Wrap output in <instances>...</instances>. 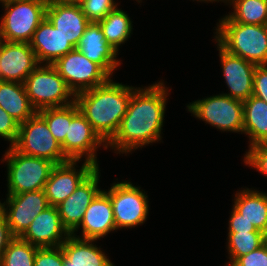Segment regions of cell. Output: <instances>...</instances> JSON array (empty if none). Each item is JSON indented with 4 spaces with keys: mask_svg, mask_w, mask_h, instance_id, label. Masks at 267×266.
Wrapping results in <instances>:
<instances>
[{
    "mask_svg": "<svg viewBox=\"0 0 267 266\" xmlns=\"http://www.w3.org/2000/svg\"><path fill=\"white\" fill-rule=\"evenodd\" d=\"M161 80L132 92L126 114L114 137L107 143L115 153L132 152L162 138L168 87ZM117 150V151H116Z\"/></svg>",
    "mask_w": 267,
    "mask_h": 266,
    "instance_id": "obj_1",
    "label": "cell"
},
{
    "mask_svg": "<svg viewBox=\"0 0 267 266\" xmlns=\"http://www.w3.org/2000/svg\"><path fill=\"white\" fill-rule=\"evenodd\" d=\"M135 89L110 78L102 85L75 95L79 111L106 144L116 134Z\"/></svg>",
    "mask_w": 267,
    "mask_h": 266,
    "instance_id": "obj_2",
    "label": "cell"
},
{
    "mask_svg": "<svg viewBox=\"0 0 267 266\" xmlns=\"http://www.w3.org/2000/svg\"><path fill=\"white\" fill-rule=\"evenodd\" d=\"M215 41L227 52L255 65H267V25L219 21Z\"/></svg>",
    "mask_w": 267,
    "mask_h": 266,
    "instance_id": "obj_3",
    "label": "cell"
},
{
    "mask_svg": "<svg viewBox=\"0 0 267 266\" xmlns=\"http://www.w3.org/2000/svg\"><path fill=\"white\" fill-rule=\"evenodd\" d=\"M2 158L7 162V195L42 190L53 167L54 162L34 156L24 155L10 146Z\"/></svg>",
    "mask_w": 267,
    "mask_h": 266,
    "instance_id": "obj_4",
    "label": "cell"
},
{
    "mask_svg": "<svg viewBox=\"0 0 267 266\" xmlns=\"http://www.w3.org/2000/svg\"><path fill=\"white\" fill-rule=\"evenodd\" d=\"M24 85L27 96L37 111L75 102L74 93L53 65L39 64L28 75Z\"/></svg>",
    "mask_w": 267,
    "mask_h": 266,
    "instance_id": "obj_5",
    "label": "cell"
},
{
    "mask_svg": "<svg viewBox=\"0 0 267 266\" xmlns=\"http://www.w3.org/2000/svg\"><path fill=\"white\" fill-rule=\"evenodd\" d=\"M45 0H23L2 5L5 14L0 22V38L9 42L29 43L46 17Z\"/></svg>",
    "mask_w": 267,
    "mask_h": 266,
    "instance_id": "obj_6",
    "label": "cell"
},
{
    "mask_svg": "<svg viewBox=\"0 0 267 266\" xmlns=\"http://www.w3.org/2000/svg\"><path fill=\"white\" fill-rule=\"evenodd\" d=\"M13 147L24 155L45 158L55 164L69 161L62 151L61 144L38 113L20 123L18 138Z\"/></svg>",
    "mask_w": 267,
    "mask_h": 266,
    "instance_id": "obj_7",
    "label": "cell"
},
{
    "mask_svg": "<svg viewBox=\"0 0 267 266\" xmlns=\"http://www.w3.org/2000/svg\"><path fill=\"white\" fill-rule=\"evenodd\" d=\"M187 108L197 119L220 131L243 133V101L218 94L193 101Z\"/></svg>",
    "mask_w": 267,
    "mask_h": 266,
    "instance_id": "obj_8",
    "label": "cell"
},
{
    "mask_svg": "<svg viewBox=\"0 0 267 266\" xmlns=\"http://www.w3.org/2000/svg\"><path fill=\"white\" fill-rule=\"evenodd\" d=\"M111 200L116 229L134 228L146 222L148 196L130 181L113 183L106 191Z\"/></svg>",
    "mask_w": 267,
    "mask_h": 266,
    "instance_id": "obj_9",
    "label": "cell"
},
{
    "mask_svg": "<svg viewBox=\"0 0 267 266\" xmlns=\"http://www.w3.org/2000/svg\"><path fill=\"white\" fill-rule=\"evenodd\" d=\"M52 65L74 95L102 85L112 78L99 64L86 58L77 48Z\"/></svg>",
    "mask_w": 267,
    "mask_h": 266,
    "instance_id": "obj_10",
    "label": "cell"
},
{
    "mask_svg": "<svg viewBox=\"0 0 267 266\" xmlns=\"http://www.w3.org/2000/svg\"><path fill=\"white\" fill-rule=\"evenodd\" d=\"M101 145L107 149V144L93 130L90 122L79 111L76 102H73L72 120L65 141L61 144L64 155L69 160L80 161L85 156V161H89L99 167L96 154L97 148Z\"/></svg>",
    "mask_w": 267,
    "mask_h": 266,
    "instance_id": "obj_11",
    "label": "cell"
},
{
    "mask_svg": "<svg viewBox=\"0 0 267 266\" xmlns=\"http://www.w3.org/2000/svg\"><path fill=\"white\" fill-rule=\"evenodd\" d=\"M49 207L44 189L7 195L1 203L0 211L4 214L13 237H21L34 218Z\"/></svg>",
    "mask_w": 267,
    "mask_h": 266,
    "instance_id": "obj_12",
    "label": "cell"
},
{
    "mask_svg": "<svg viewBox=\"0 0 267 266\" xmlns=\"http://www.w3.org/2000/svg\"><path fill=\"white\" fill-rule=\"evenodd\" d=\"M83 161L80 169H76V163L80 160H69L53 167L44 187L49 206L57 207L66 200L97 167L89 161Z\"/></svg>",
    "mask_w": 267,
    "mask_h": 266,
    "instance_id": "obj_13",
    "label": "cell"
},
{
    "mask_svg": "<svg viewBox=\"0 0 267 266\" xmlns=\"http://www.w3.org/2000/svg\"><path fill=\"white\" fill-rule=\"evenodd\" d=\"M39 65L35 52L26 42H0V81L24 84Z\"/></svg>",
    "mask_w": 267,
    "mask_h": 266,
    "instance_id": "obj_14",
    "label": "cell"
},
{
    "mask_svg": "<svg viewBox=\"0 0 267 266\" xmlns=\"http://www.w3.org/2000/svg\"><path fill=\"white\" fill-rule=\"evenodd\" d=\"M99 167H96L72 195L57 206L63 226L72 234L81 224L85 210L101 191Z\"/></svg>",
    "mask_w": 267,
    "mask_h": 266,
    "instance_id": "obj_15",
    "label": "cell"
},
{
    "mask_svg": "<svg viewBox=\"0 0 267 266\" xmlns=\"http://www.w3.org/2000/svg\"><path fill=\"white\" fill-rule=\"evenodd\" d=\"M223 77L229 93H222L231 98L245 101L253 93V75L256 65L224 50L218 43Z\"/></svg>",
    "mask_w": 267,
    "mask_h": 266,
    "instance_id": "obj_16",
    "label": "cell"
},
{
    "mask_svg": "<svg viewBox=\"0 0 267 266\" xmlns=\"http://www.w3.org/2000/svg\"><path fill=\"white\" fill-rule=\"evenodd\" d=\"M70 235L62 224L58 208L49 206L34 218L20 238L34 246L45 248L61 246Z\"/></svg>",
    "mask_w": 267,
    "mask_h": 266,
    "instance_id": "obj_17",
    "label": "cell"
},
{
    "mask_svg": "<svg viewBox=\"0 0 267 266\" xmlns=\"http://www.w3.org/2000/svg\"><path fill=\"white\" fill-rule=\"evenodd\" d=\"M82 227V237L76 231ZM116 229L111 200L105 190H101L85 210L80 226L72 233L73 236L99 240Z\"/></svg>",
    "mask_w": 267,
    "mask_h": 266,
    "instance_id": "obj_18",
    "label": "cell"
},
{
    "mask_svg": "<svg viewBox=\"0 0 267 266\" xmlns=\"http://www.w3.org/2000/svg\"><path fill=\"white\" fill-rule=\"evenodd\" d=\"M46 18L75 48L90 23L78 3L50 2Z\"/></svg>",
    "mask_w": 267,
    "mask_h": 266,
    "instance_id": "obj_19",
    "label": "cell"
},
{
    "mask_svg": "<svg viewBox=\"0 0 267 266\" xmlns=\"http://www.w3.org/2000/svg\"><path fill=\"white\" fill-rule=\"evenodd\" d=\"M89 60L99 64L111 77L114 70L121 64L117 60L119 54L105 39L99 23L90 22L77 47Z\"/></svg>",
    "mask_w": 267,
    "mask_h": 266,
    "instance_id": "obj_20",
    "label": "cell"
},
{
    "mask_svg": "<svg viewBox=\"0 0 267 266\" xmlns=\"http://www.w3.org/2000/svg\"><path fill=\"white\" fill-rule=\"evenodd\" d=\"M29 45L39 64L50 65L75 48L46 17L33 33Z\"/></svg>",
    "mask_w": 267,
    "mask_h": 266,
    "instance_id": "obj_21",
    "label": "cell"
},
{
    "mask_svg": "<svg viewBox=\"0 0 267 266\" xmlns=\"http://www.w3.org/2000/svg\"><path fill=\"white\" fill-rule=\"evenodd\" d=\"M95 241L71 234L61 245L63 266H115Z\"/></svg>",
    "mask_w": 267,
    "mask_h": 266,
    "instance_id": "obj_22",
    "label": "cell"
},
{
    "mask_svg": "<svg viewBox=\"0 0 267 266\" xmlns=\"http://www.w3.org/2000/svg\"><path fill=\"white\" fill-rule=\"evenodd\" d=\"M232 208L257 230L267 232V193L243 188L236 192Z\"/></svg>",
    "mask_w": 267,
    "mask_h": 266,
    "instance_id": "obj_23",
    "label": "cell"
},
{
    "mask_svg": "<svg viewBox=\"0 0 267 266\" xmlns=\"http://www.w3.org/2000/svg\"><path fill=\"white\" fill-rule=\"evenodd\" d=\"M0 106L19 124L37 113L27 96L25 85L18 82L0 81Z\"/></svg>",
    "mask_w": 267,
    "mask_h": 266,
    "instance_id": "obj_24",
    "label": "cell"
},
{
    "mask_svg": "<svg viewBox=\"0 0 267 266\" xmlns=\"http://www.w3.org/2000/svg\"><path fill=\"white\" fill-rule=\"evenodd\" d=\"M243 134L249 136V148L267 143V103L253 95L243 102Z\"/></svg>",
    "mask_w": 267,
    "mask_h": 266,
    "instance_id": "obj_25",
    "label": "cell"
},
{
    "mask_svg": "<svg viewBox=\"0 0 267 266\" xmlns=\"http://www.w3.org/2000/svg\"><path fill=\"white\" fill-rule=\"evenodd\" d=\"M106 41L119 52L121 44L131 37L133 22L125 11L113 9L104 19L98 22Z\"/></svg>",
    "mask_w": 267,
    "mask_h": 266,
    "instance_id": "obj_26",
    "label": "cell"
},
{
    "mask_svg": "<svg viewBox=\"0 0 267 266\" xmlns=\"http://www.w3.org/2000/svg\"><path fill=\"white\" fill-rule=\"evenodd\" d=\"M228 3L234 10L219 21L267 25V0H228Z\"/></svg>",
    "mask_w": 267,
    "mask_h": 266,
    "instance_id": "obj_27",
    "label": "cell"
},
{
    "mask_svg": "<svg viewBox=\"0 0 267 266\" xmlns=\"http://www.w3.org/2000/svg\"><path fill=\"white\" fill-rule=\"evenodd\" d=\"M38 248L20 237H14L0 259V266H34Z\"/></svg>",
    "mask_w": 267,
    "mask_h": 266,
    "instance_id": "obj_28",
    "label": "cell"
},
{
    "mask_svg": "<svg viewBox=\"0 0 267 266\" xmlns=\"http://www.w3.org/2000/svg\"><path fill=\"white\" fill-rule=\"evenodd\" d=\"M37 113L46 121L55 139L62 144L72 120V103L61 107L44 108Z\"/></svg>",
    "mask_w": 267,
    "mask_h": 266,
    "instance_id": "obj_29",
    "label": "cell"
},
{
    "mask_svg": "<svg viewBox=\"0 0 267 266\" xmlns=\"http://www.w3.org/2000/svg\"><path fill=\"white\" fill-rule=\"evenodd\" d=\"M227 241L230 261L225 266H230L238 257L244 256L262 246L264 244V233H228Z\"/></svg>",
    "mask_w": 267,
    "mask_h": 266,
    "instance_id": "obj_30",
    "label": "cell"
},
{
    "mask_svg": "<svg viewBox=\"0 0 267 266\" xmlns=\"http://www.w3.org/2000/svg\"><path fill=\"white\" fill-rule=\"evenodd\" d=\"M89 22L98 23L118 6L114 0H82L79 3Z\"/></svg>",
    "mask_w": 267,
    "mask_h": 266,
    "instance_id": "obj_31",
    "label": "cell"
},
{
    "mask_svg": "<svg viewBox=\"0 0 267 266\" xmlns=\"http://www.w3.org/2000/svg\"><path fill=\"white\" fill-rule=\"evenodd\" d=\"M243 161L252 169L254 168L261 174L267 175V143L250 147Z\"/></svg>",
    "mask_w": 267,
    "mask_h": 266,
    "instance_id": "obj_32",
    "label": "cell"
},
{
    "mask_svg": "<svg viewBox=\"0 0 267 266\" xmlns=\"http://www.w3.org/2000/svg\"><path fill=\"white\" fill-rule=\"evenodd\" d=\"M34 266H63V250L59 247L38 248Z\"/></svg>",
    "mask_w": 267,
    "mask_h": 266,
    "instance_id": "obj_33",
    "label": "cell"
},
{
    "mask_svg": "<svg viewBox=\"0 0 267 266\" xmlns=\"http://www.w3.org/2000/svg\"><path fill=\"white\" fill-rule=\"evenodd\" d=\"M19 123L0 106V138L13 146L18 138Z\"/></svg>",
    "mask_w": 267,
    "mask_h": 266,
    "instance_id": "obj_34",
    "label": "cell"
},
{
    "mask_svg": "<svg viewBox=\"0 0 267 266\" xmlns=\"http://www.w3.org/2000/svg\"><path fill=\"white\" fill-rule=\"evenodd\" d=\"M230 266H267V247L265 244L254 251L238 257Z\"/></svg>",
    "mask_w": 267,
    "mask_h": 266,
    "instance_id": "obj_35",
    "label": "cell"
},
{
    "mask_svg": "<svg viewBox=\"0 0 267 266\" xmlns=\"http://www.w3.org/2000/svg\"><path fill=\"white\" fill-rule=\"evenodd\" d=\"M252 95L267 103V65H256L253 75Z\"/></svg>",
    "mask_w": 267,
    "mask_h": 266,
    "instance_id": "obj_36",
    "label": "cell"
},
{
    "mask_svg": "<svg viewBox=\"0 0 267 266\" xmlns=\"http://www.w3.org/2000/svg\"><path fill=\"white\" fill-rule=\"evenodd\" d=\"M228 224V233L261 232L257 230L253 224L243 218L234 208L231 211Z\"/></svg>",
    "mask_w": 267,
    "mask_h": 266,
    "instance_id": "obj_37",
    "label": "cell"
},
{
    "mask_svg": "<svg viewBox=\"0 0 267 266\" xmlns=\"http://www.w3.org/2000/svg\"><path fill=\"white\" fill-rule=\"evenodd\" d=\"M9 225L4 214L0 211V259L8 246V243L13 239Z\"/></svg>",
    "mask_w": 267,
    "mask_h": 266,
    "instance_id": "obj_38",
    "label": "cell"
},
{
    "mask_svg": "<svg viewBox=\"0 0 267 266\" xmlns=\"http://www.w3.org/2000/svg\"><path fill=\"white\" fill-rule=\"evenodd\" d=\"M196 1H197V2H199V1L203 2V1H204V2H207V3H208V2H212V3H213V2H215V1H216V2H217V1H218V2H219V1H222V2H224V3H227V2H228V0H196Z\"/></svg>",
    "mask_w": 267,
    "mask_h": 266,
    "instance_id": "obj_39",
    "label": "cell"
},
{
    "mask_svg": "<svg viewBox=\"0 0 267 266\" xmlns=\"http://www.w3.org/2000/svg\"><path fill=\"white\" fill-rule=\"evenodd\" d=\"M17 1H23V0H0V3H2V5L11 3V2H17Z\"/></svg>",
    "mask_w": 267,
    "mask_h": 266,
    "instance_id": "obj_40",
    "label": "cell"
},
{
    "mask_svg": "<svg viewBox=\"0 0 267 266\" xmlns=\"http://www.w3.org/2000/svg\"><path fill=\"white\" fill-rule=\"evenodd\" d=\"M47 3H50V2H54V1H60V2H64V3H67V0H45Z\"/></svg>",
    "mask_w": 267,
    "mask_h": 266,
    "instance_id": "obj_41",
    "label": "cell"
},
{
    "mask_svg": "<svg viewBox=\"0 0 267 266\" xmlns=\"http://www.w3.org/2000/svg\"><path fill=\"white\" fill-rule=\"evenodd\" d=\"M82 0H67V3H80Z\"/></svg>",
    "mask_w": 267,
    "mask_h": 266,
    "instance_id": "obj_42",
    "label": "cell"
},
{
    "mask_svg": "<svg viewBox=\"0 0 267 266\" xmlns=\"http://www.w3.org/2000/svg\"><path fill=\"white\" fill-rule=\"evenodd\" d=\"M264 244H265L266 247H267V232L264 233Z\"/></svg>",
    "mask_w": 267,
    "mask_h": 266,
    "instance_id": "obj_43",
    "label": "cell"
}]
</instances>
